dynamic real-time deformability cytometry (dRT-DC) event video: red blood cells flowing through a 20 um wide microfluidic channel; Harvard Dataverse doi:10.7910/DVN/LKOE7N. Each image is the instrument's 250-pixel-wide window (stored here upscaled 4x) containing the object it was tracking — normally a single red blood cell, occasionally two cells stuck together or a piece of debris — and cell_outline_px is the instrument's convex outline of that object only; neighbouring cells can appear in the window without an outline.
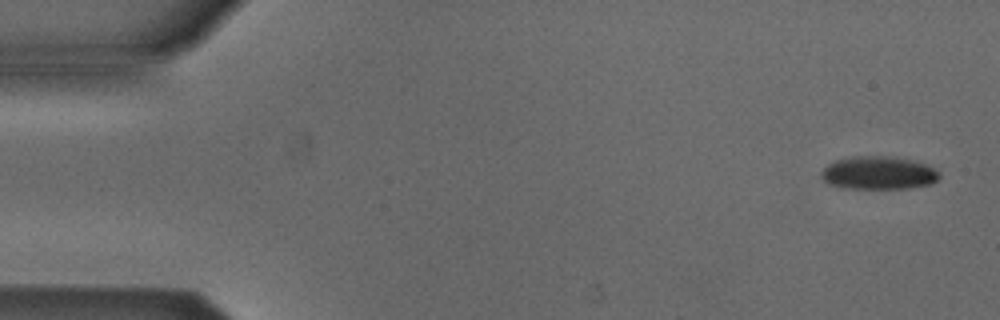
{"species": "Egyptian fruit bat (a non-hibernating species)", "species_latin": "Rousettus aegyptiacus", "temperature_condition": "cold", "stored_images_in_passage": 7, "camera_frame_rate_fps": 3000, "um_per_image_px": 0.085, "animal": {"sex": "male"}, "frame": {"image": 1, "passage_image": 1, "time_ms": 0.0, "image_size_px": [1000, 320], "cell_outline_px": [[940, 176], [932, 184], [908, 188], [848, 188], [828, 184], [820, 176], [820, 172], [828, 164], [836, 160], [852, 156], [888, 156], [908, 160], [924, 164], [940, 172]], "centroid_in_image_um": [74.64, 14.7], "position_along_channel_um": 10.4, "area_um2": 22.54}}
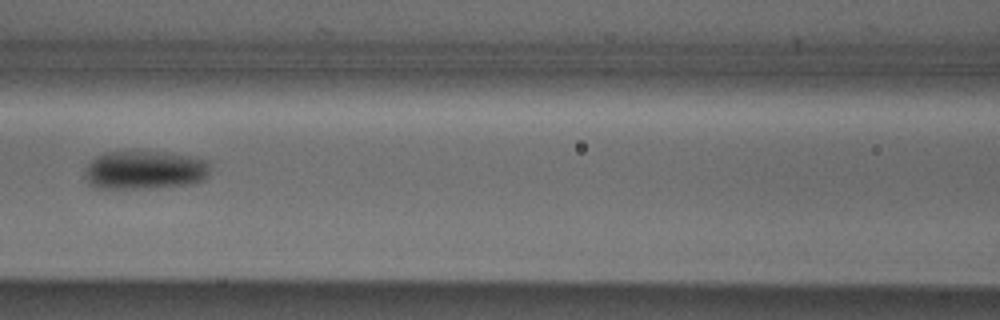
{"frame": {"image": 2, "passage_image": 6, "time_ms": 1.667, "image_size_px": [1000, 320], "cell_outline_px": [[208, 176], [204, 180], [188, 184], [152, 188], [92, 188], [88, 184], [84, 176], [84, 172], [88, 164], [96, 156], [104, 152], [172, 152], [208, 160]], "centroid_in_image_um": [12.28, 14.46], "position_along_channel_um": 154.3, "area_um2": 28.38}}
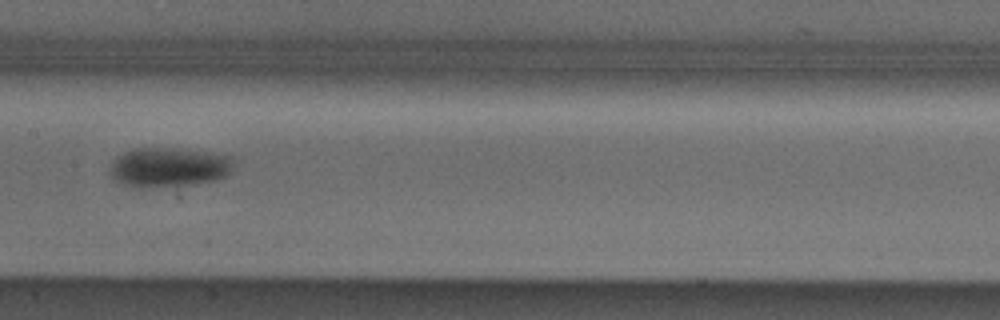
{"frame": {"image": 3, "passage_image": 7, "time_ms": 2.0, "image_size_px": [1000, 320], "cell_outline_px": [[236, 156], [228, 176], [216, 180], [196, 184], [140, 188], [132, 188], [116, 180], [112, 176], [112, 160], [116, 156], [132, 148], [172, 148]], "centroid_in_image_um": [14.38, 14.22], "position_along_channel_um": 193.0, "area_um2": 28.67}}